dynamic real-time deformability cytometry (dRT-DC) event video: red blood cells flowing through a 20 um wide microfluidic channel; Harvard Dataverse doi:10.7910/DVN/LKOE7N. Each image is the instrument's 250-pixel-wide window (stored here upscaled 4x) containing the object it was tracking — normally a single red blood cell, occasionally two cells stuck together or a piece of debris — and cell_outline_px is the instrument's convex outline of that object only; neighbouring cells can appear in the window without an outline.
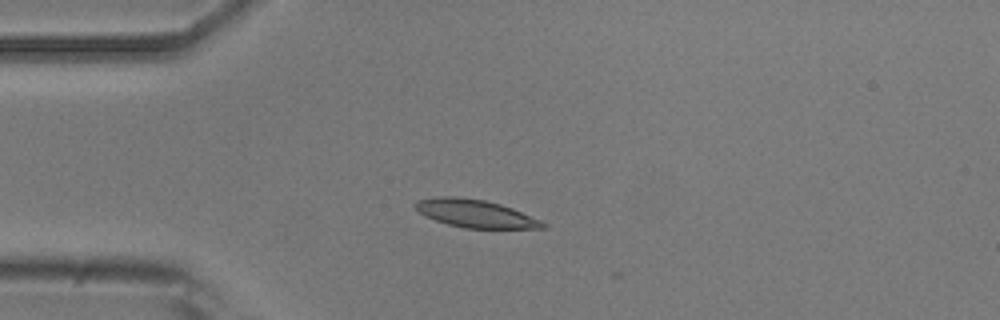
{"species": "common noctule bat (a hibernating species)", "species_latin": "Nyctalus noctula", "temperature_condition": "room temperature", "stored_images_in_passage": 8, "camera_frame_rate_fps": 3000, "um_per_image_px": 0.085, "animal": {"sex": "male", "body_mass_g": 20.5, "forearm_length_mm": 52.5}, "frame": {"image": 1, "passage_image": 3, "time_ms": 3.333, "image_size_px": [1000, 320], "cell_outline_px": [[548, 228], [464, 228], [448, 224], [436, 220], [420, 212], [412, 204], [416, 200], [436, 196], [456, 196], [484, 200], [500, 204], [512, 208], [540, 220], [548, 224]], "centroid_in_image_um": [40.4, 18.14], "position_along_channel_um": 44.6, "area_um2": 20.58}}
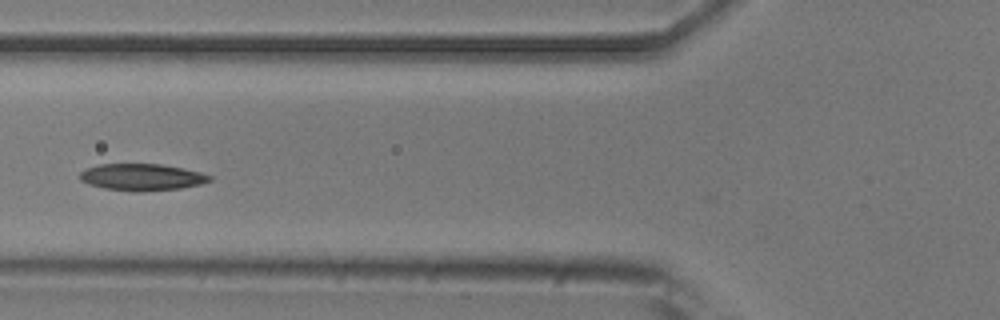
{"frame": {"image": 2, "passage_image": 5, "time_ms": 5.667, "image_size_px": [1000, 320], "cell_outline_px": [[212, 180], [200, 184], [180, 188], [144, 192], [132, 192], [104, 188], [88, 184], [80, 180], [80, 172], [84, 168], [100, 164], [160, 164], [184, 168], [200, 172], [212, 176]], "centroid_in_image_um": [12.04, 15.06], "position_along_channel_um": 113.8, "area_um2": 20.46}}
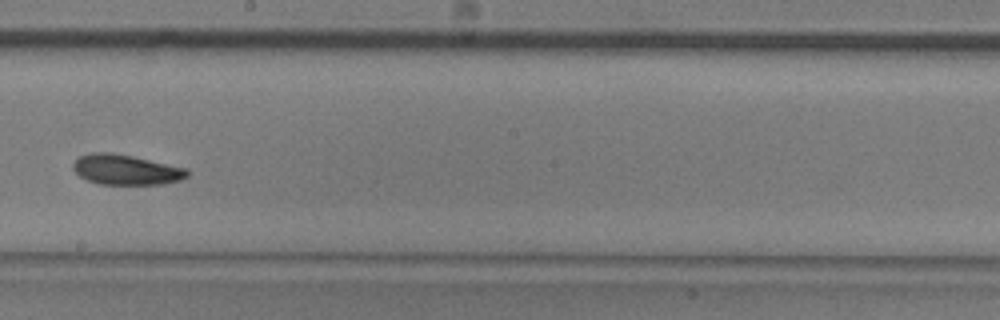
{"frame": {"image": 3, "passage_image": 8, "time_ms": 9.0, "image_size_px": [1000, 320], "cell_outline_px": [[188, 176], [180, 180], [164, 184], [100, 184], [88, 180], [80, 176], [72, 168], [72, 164], [80, 156], [92, 152], [112, 152], [132, 156], [188, 168]], "centroid_in_image_um": [10.72, 14.42], "position_along_channel_um": 237.5, "area_um2": 20.06}}